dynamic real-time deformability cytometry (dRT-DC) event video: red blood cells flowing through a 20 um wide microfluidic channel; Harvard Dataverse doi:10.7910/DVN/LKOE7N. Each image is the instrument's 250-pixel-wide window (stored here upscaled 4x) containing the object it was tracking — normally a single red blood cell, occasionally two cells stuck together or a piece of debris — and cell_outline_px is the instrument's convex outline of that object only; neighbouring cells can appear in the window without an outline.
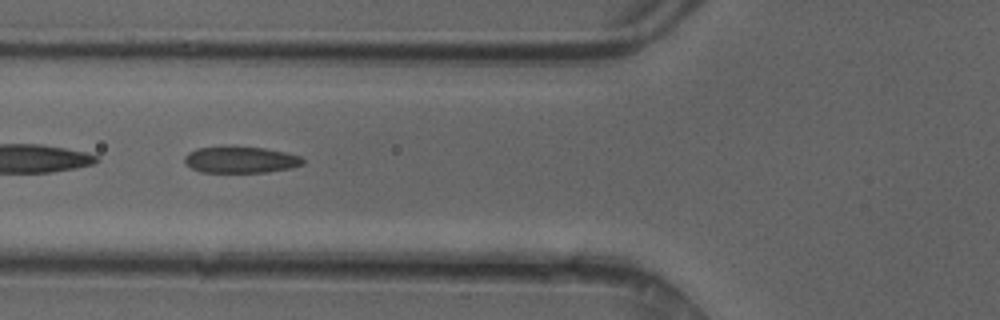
{"species": "common noctule bat (a hibernating species)", "species_latin": "Nyctalus noctula", "temperature_condition": "cold", "stored_images_in_passage": 48, "segment_of_instrument_passage": [2, 2], "camera_frame_rate_fps": 3000, "um_per_image_px": 0.085, "animal": {"sex": "female"}, "frame": {"image": 1, "passage_image": 18, "time_ms": 5.667, "image_size_px": [1000, 320], "cell_outline_px": [[304, 164], [292, 168], [268, 172], [200, 172], [184, 164], [184, 156], [188, 152], [196, 148], [224, 144], [228, 144], [264, 148], [284, 152], [300, 156], [304, 160]], "centroid_in_image_um": [20.39, 13.54], "position_along_channel_um": 105.4, "area_um2": 18.96}}
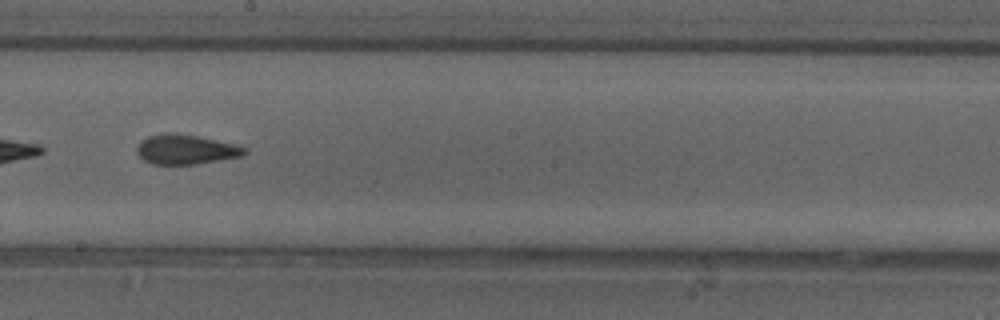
{"frame": {"image": 2, "passage_image": 27, "time_ms": 8.667, "image_size_px": [1000, 320], "cell_outline_px": [[248, 152], [240, 156], [196, 164], [152, 164], [144, 160], [136, 152], [136, 148], [140, 140], [148, 136], [164, 132], [168, 132], [196, 136], [236, 144], [248, 148]], "centroid_in_image_um": [15.77, 12.69], "position_along_channel_um": 232.4, "area_um2": 18.61}}
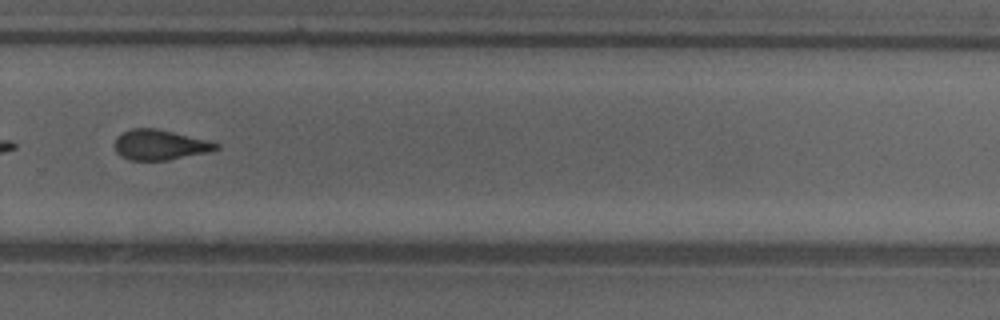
{"frame": {"image": 3, "passage_image": 33, "time_ms": 10.667, "image_size_px": [1000, 320], "cell_outline_px": [[220, 148], [208, 152], [168, 160], [128, 160], [120, 156], [116, 152], [116, 136], [132, 128], [156, 128], [208, 140], [220, 144]], "centroid_in_image_um": [13.6, 12.31], "position_along_channel_um": 316.2, "area_um2": 17.8}}